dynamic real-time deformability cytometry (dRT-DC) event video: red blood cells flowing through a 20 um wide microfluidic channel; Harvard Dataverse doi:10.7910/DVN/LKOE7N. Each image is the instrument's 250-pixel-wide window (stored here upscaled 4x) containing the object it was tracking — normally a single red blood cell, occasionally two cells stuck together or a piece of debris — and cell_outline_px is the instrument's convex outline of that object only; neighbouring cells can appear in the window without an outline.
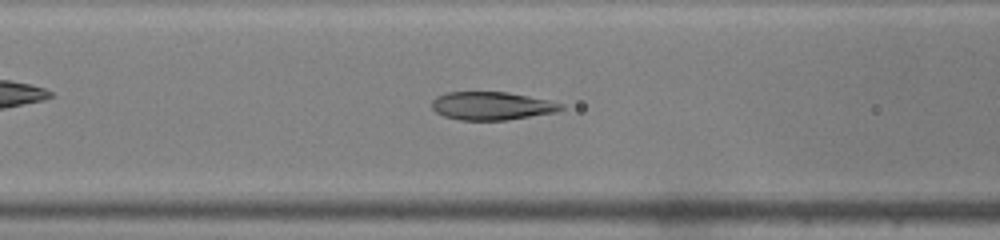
{"species": "common noctule bat (a hibernating species)", "species_latin": "Nyctalus noctula", "temperature_condition": "warm", "stored_images_in_passage": 47, "camera_frame_rate_fps": 3000, "um_per_image_px": 0.085, "animal": {"sex": "male", "body_mass_g": 19.0, "forearm_length_mm": 50.8}, "frame": {"image": 1, "passage_image": 19, "time_ms": 6.0, "image_size_px": [1000, 240], "cell_outline_px": [[564, 108], [556, 112], [508, 120], [460, 120], [444, 116], [436, 112], [432, 108], [432, 100], [436, 96], [448, 92], [508, 92], [548, 100], [564, 104]], "centroid_in_image_um": [41.8, 9.0], "position_along_channel_um": 124.8, "area_um2": 21.21}}
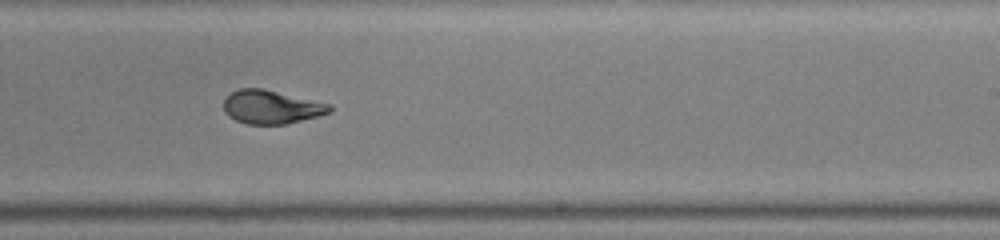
{"frame": {"image": 2, "passage_image": 29, "time_ms": 9.333, "image_size_px": [1000, 240], "cell_outline_px": [[332, 108], [328, 112], [316, 116], [288, 124], [248, 124], [236, 120], [228, 116], [224, 108], [224, 96], [240, 88], [264, 88], [332, 104]], "centroid_in_image_um": [23.05, 9.08], "position_along_channel_um": 266.0, "area_um2": 20.75}}
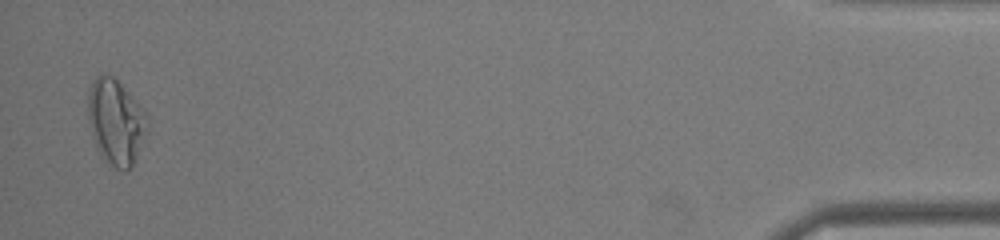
{"frame": {"image": 3, "passage_image": 46, "time_ms": 15.0, "image_size_px": [1000, 240], "cell_outline_px": [[148, 128], [136, 156], [132, 164], [124, 172], [116, 168], [104, 160], [100, 156], [96, 148], [92, 136], [88, 120], [88, 92], [92, 80], [96, 76], [112, 76], [128, 92], [148, 116]], "centroid_in_image_um": [9.82, 10.38], "position_along_channel_um": 425.4, "area_um2": 29.19}, "authors_computed_cell_mechanics": {"area_um2": 22.0218, "velocity_mm_per_s": 4.2585, "shape_relaxation_time_tau1_ms": 8.124, "shape_relaxation_time_tau2_ms": 0.8185, "deformation_change_tau1": 0.3091, "deformation_change_tau2": 0.0544}}